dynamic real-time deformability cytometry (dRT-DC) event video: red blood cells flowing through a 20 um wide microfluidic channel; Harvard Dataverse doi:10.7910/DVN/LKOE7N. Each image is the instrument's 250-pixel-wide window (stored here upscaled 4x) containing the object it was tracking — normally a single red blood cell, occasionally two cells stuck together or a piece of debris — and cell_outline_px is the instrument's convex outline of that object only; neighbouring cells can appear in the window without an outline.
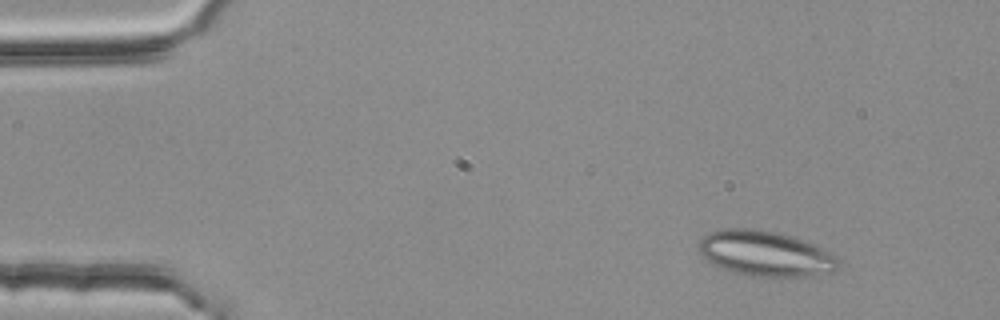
{"species": "common noctule bat (a hibernating species)", "species_latin": "Nyctalus noctula", "temperature_condition": "room temperature", "stored_images_in_passage": 3, "segment_of_instrument_passage": [2, 2], "camera_frame_rate_fps": 3000, "um_per_image_px": 0.085, "animal": {"sex": "female", "body_mass_g": 25.1}, "frame": {"image": 1, "passage_image": 3, "time_ms": 0.667, "image_size_px": [1000, 320], "cell_outline_px": [[840, 264], [832, 272], [812, 276], [748, 276], [720, 268], [712, 264], [700, 252], [696, 244], [708, 232], [724, 228], [760, 228], [796, 236], [836, 256], [840, 260]], "centroid_in_image_um": [65.03, 21.53], "position_along_channel_um": 20.0, "area_um2": 37.22}}